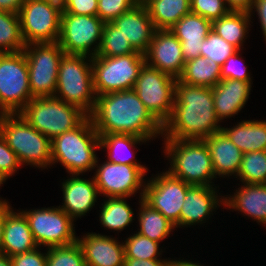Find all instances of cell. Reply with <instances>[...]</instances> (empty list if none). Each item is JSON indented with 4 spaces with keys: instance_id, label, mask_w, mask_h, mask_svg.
<instances>
[{
    "instance_id": "obj_35",
    "label": "cell",
    "mask_w": 266,
    "mask_h": 266,
    "mask_svg": "<svg viewBox=\"0 0 266 266\" xmlns=\"http://www.w3.org/2000/svg\"><path fill=\"white\" fill-rule=\"evenodd\" d=\"M138 52L128 39L119 32L111 22H106L103 29L101 45L96 56L117 57Z\"/></svg>"
},
{
    "instance_id": "obj_16",
    "label": "cell",
    "mask_w": 266,
    "mask_h": 266,
    "mask_svg": "<svg viewBox=\"0 0 266 266\" xmlns=\"http://www.w3.org/2000/svg\"><path fill=\"white\" fill-rule=\"evenodd\" d=\"M157 175L146 181L143 200L175 225L179 221L187 190L192 185L168 171Z\"/></svg>"
},
{
    "instance_id": "obj_3",
    "label": "cell",
    "mask_w": 266,
    "mask_h": 266,
    "mask_svg": "<svg viewBox=\"0 0 266 266\" xmlns=\"http://www.w3.org/2000/svg\"><path fill=\"white\" fill-rule=\"evenodd\" d=\"M100 150L99 135L88 116L79 126L51 140V166L60 162L70 175H83L95 169Z\"/></svg>"
},
{
    "instance_id": "obj_46",
    "label": "cell",
    "mask_w": 266,
    "mask_h": 266,
    "mask_svg": "<svg viewBox=\"0 0 266 266\" xmlns=\"http://www.w3.org/2000/svg\"><path fill=\"white\" fill-rule=\"evenodd\" d=\"M253 12H257L256 14L258 15L262 33L265 37L264 40H266V0H254L252 8L249 12L251 17L254 14Z\"/></svg>"
},
{
    "instance_id": "obj_48",
    "label": "cell",
    "mask_w": 266,
    "mask_h": 266,
    "mask_svg": "<svg viewBox=\"0 0 266 266\" xmlns=\"http://www.w3.org/2000/svg\"><path fill=\"white\" fill-rule=\"evenodd\" d=\"M230 11L250 12L254 0H225Z\"/></svg>"
},
{
    "instance_id": "obj_12",
    "label": "cell",
    "mask_w": 266,
    "mask_h": 266,
    "mask_svg": "<svg viewBox=\"0 0 266 266\" xmlns=\"http://www.w3.org/2000/svg\"><path fill=\"white\" fill-rule=\"evenodd\" d=\"M176 81V78L145 63L133 88L144 106L162 125L172 113Z\"/></svg>"
},
{
    "instance_id": "obj_8",
    "label": "cell",
    "mask_w": 266,
    "mask_h": 266,
    "mask_svg": "<svg viewBox=\"0 0 266 266\" xmlns=\"http://www.w3.org/2000/svg\"><path fill=\"white\" fill-rule=\"evenodd\" d=\"M145 63V54L142 53L117 57H92L96 96L133 89Z\"/></svg>"
},
{
    "instance_id": "obj_51",
    "label": "cell",
    "mask_w": 266,
    "mask_h": 266,
    "mask_svg": "<svg viewBox=\"0 0 266 266\" xmlns=\"http://www.w3.org/2000/svg\"><path fill=\"white\" fill-rule=\"evenodd\" d=\"M200 263H194V262H192V261H187V260H183V258H182V260L181 259H179V260H173V259H171L170 261H169V265L168 266H203L202 264H200Z\"/></svg>"
},
{
    "instance_id": "obj_17",
    "label": "cell",
    "mask_w": 266,
    "mask_h": 266,
    "mask_svg": "<svg viewBox=\"0 0 266 266\" xmlns=\"http://www.w3.org/2000/svg\"><path fill=\"white\" fill-rule=\"evenodd\" d=\"M146 63L161 72L178 79L183 72L185 60L181 42L170 29H156L148 51L145 53Z\"/></svg>"
},
{
    "instance_id": "obj_7",
    "label": "cell",
    "mask_w": 266,
    "mask_h": 266,
    "mask_svg": "<svg viewBox=\"0 0 266 266\" xmlns=\"http://www.w3.org/2000/svg\"><path fill=\"white\" fill-rule=\"evenodd\" d=\"M19 113L50 140L79 126L88 117L80 108L54 96L33 98Z\"/></svg>"
},
{
    "instance_id": "obj_38",
    "label": "cell",
    "mask_w": 266,
    "mask_h": 266,
    "mask_svg": "<svg viewBox=\"0 0 266 266\" xmlns=\"http://www.w3.org/2000/svg\"><path fill=\"white\" fill-rule=\"evenodd\" d=\"M46 266H86L81 245L76 242L68 246L49 247Z\"/></svg>"
},
{
    "instance_id": "obj_13",
    "label": "cell",
    "mask_w": 266,
    "mask_h": 266,
    "mask_svg": "<svg viewBox=\"0 0 266 266\" xmlns=\"http://www.w3.org/2000/svg\"><path fill=\"white\" fill-rule=\"evenodd\" d=\"M21 211L39 248L68 246L77 242L74 220L59 206Z\"/></svg>"
},
{
    "instance_id": "obj_5",
    "label": "cell",
    "mask_w": 266,
    "mask_h": 266,
    "mask_svg": "<svg viewBox=\"0 0 266 266\" xmlns=\"http://www.w3.org/2000/svg\"><path fill=\"white\" fill-rule=\"evenodd\" d=\"M0 134L22 166L50 168L51 140L32 127L20 113L0 114Z\"/></svg>"
},
{
    "instance_id": "obj_33",
    "label": "cell",
    "mask_w": 266,
    "mask_h": 266,
    "mask_svg": "<svg viewBox=\"0 0 266 266\" xmlns=\"http://www.w3.org/2000/svg\"><path fill=\"white\" fill-rule=\"evenodd\" d=\"M100 207L99 221L108 230L123 231L133 222V209L127 203V197L106 198Z\"/></svg>"
},
{
    "instance_id": "obj_6",
    "label": "cell",
    "mask_w": 266,
    "mask_h": 266,
    "mask_svg": "<svg viewBox=\"0 0 266 266\" xmlns=\"http://www.w3.org/2000/svg\"><path fill=\"white\" fill-rule=\"evenodd\" d=\"M54 97L80 108L88 116L92 114L97 98L92 57L74 54L62 56Z\"/></svg>"
},
{
    "instance_id": "obj_2",
    "label": "cell",
    "mask_w": 266,
    "mask_h": 266,
    "mask_svg": "<svg viewBox=\"0 0 266 266\" xmlns=\"http://www.w3.org/2000/svg\"><path fill=\"white\" fill-rule=\"evenodd\" d=\"M90 118L99 136L122 133L150 141L162 137V124L133 89L98 95Z\"/></svg>"
},
{
    "instance_id": "obj_34",
    "label": "cell",
    "mask_w": 266,
    "mask_h": 266,
    "mask_svg": "<svg viewBox=\"0 0 266 266\" xmlns=\"http://www.w3.org/2000/svg\"><path fill=\"white\" fill-rule=\"evenodd\" d=\"M25 46L19 14L0 10V53L23 51Z\"/></svg>"
},
{
    "instance_id": "obj_26",
    "label": "cell",
    "mask_w": 266,
    "mask_h": 266,
    "mask_svg": "<svg viewBox=\"0 0 266 266\" xmlns=\"http://www.w3.org/2000/svg\"><path fill=\"white\" fill-rule=\"evenodd\" d=\"M224 205L266 227V184L244 183L233 195H224Z\"/></svg>"
},
{
    "instance_id": "obj_20",
    "label": "cell",
    "mask_w": 266,
    "mask_h": 266,
    "mask_svg": "<svg viewBox=\"0 0 266 266\" xmlns=\"http://www.w3.org/2000/svg\"><path fill=\"white\" fill-rule=\"evenodd\" d=\"M84 253L86 266H124V244L115 237L87 233L77 239Z\"/></svg>"
},
{
    "instance_id": "obj_10",
    "label": "cell",
    "mask_w": 266,
    "mask_h": 266,
    "mask_svg": "<svg viewBox=\"0 0 266 266\" xmlns=\"http://www.w3.org/2000/svg\"><path fill=\"white\" fill-rule=\"evenodd\" d=\"M23 51L28 63L29 87L33 98L53 97L64 50L58 42H43L27 44Z\"/></svg>"
},
{
    "instance_id": "obj_11",
    "label": "cell",
    "mask_w": 266,
    "mask_h": 266,
    "mask_svg": "<svg viewBox=\"0 0 266 266\" xmlns=\"http://www.w3.org/2000/svg\"><path fill=\"white\" fill-rule=\"evenodd\" d=\"M105 22L98 16L62 13L58 43L65 54L95 57Z\"/></svg>"
},
{
    "instance_id": "obj_18",
    "label": "cell",
    "mask_w": 266,
    "mask_h": 266,
    "mask_svg": "<svg viewBox=\"0 0 266 266\" xmlns=\"http://www.w3.org/2000/svg\"><path fill=\"white\" fill-rule=\"evenodd\" d=\"M217 187L192 185L186 193L177 227H191L205 223L217 207L224 203V196H218ZM220 202V203H219ZM210 215V216H209Z\"/></svg>"
},
{
    "instance_id": "obj_41",
    "label": "cell",
    "mask_w": 266,
    "mask_h": 266,
    "mask_svg": "<svg viewBox=\"0 0 266 266\" xmlns=\"http://www.w3.org/2000/svg\"><path fill=\"white\" fill-rule=\"evenodd\" d=\"M135 5L133 0H98L97 16L105 23L112 22Z\"/></svg>"
},
{
    "instance_id": "obj_21",
    "label": "cell",
    "mask_w": 266,
    "mask_h": 266,
    "mask_svg": "<svg viewBox=\"0 0 266 266\" xmlns=\"http://www.w3.org/2000/svg\"><path fill=\"white\" fill-rule=\"evenodd\" d=\"M111 23L138 52L145 54L148 51L156 29L145 5L136 4Z\"/></svg>"
},
{
    "instance_id": "obj_24",
    "label": "cell",
    "mask_w": 266,
    "mask_h": 266,
    "mask_svg": "<svg viewBox=\"0 0 266 266\" xmlns=\"http://www.w3.org/2000/svg\"><path fill=\"white\" fill-rule=\"evenodd\" d=\"M212 22L190 12L183 16L170 30L181 42L183 58L186 61L197 58L201 45L211 31Z\"/></svg>"
},
{
    "instance_id": "obj_9",
    "label": "cell",
    "mask_w": 266,
    "mask_h": 266,
    "mask_svg": "<svg viewBox=\"0 0 266 266\" xmlns=\"http://www.w3.org/2000/svg\"><path fill=\"white\" fill-rule=\"evenodd\" d=\"M24 51L0 53V114L19 113L33 99Z\"/></svg>"
},
{
    "instance_id": "obj_39",
    "label": "cell",
    "mask_w": 266,
    "mask_h": 266,
    "mask_svg": "<svg viewBox=\"0 0 266 266\" xmlns=\"http://www.w3.org/2000/svg\"><path fill=\"white\" fill-rule=\"evenodd\" d=\"M200 48L202 57L212 59L220 66L224 64L230 55L237 51L233 45L226 42L212 30L208 33Z\"/></svg>"
},
{
    "instance_id": "obj_42",
    "label": "cell",
    "mask_w": 266,
    "mask_h": 266,
    "mask_svg": "<svg viewBox=\"0 0 266 266\" xmlns=\"http://www.w3.org/2000/svg\"><path fill=\"white\" fill-rule=\"evenodd\" d=\"M240 51L241 50H237L230 55L221 66V80L235 79L244 82H252V77H250L251 75L249 74L250 72H248L246 66L241 63L242 57L240 56Z\"/></svg>"
},
{
    "instance_id": "obj_45",
    "label": "cell",
    "mask_w": 266,
    "mask_h": 266,
    "mask_svg": "<svg viewBox=\"0 0 266 266\" xmlns=\"http://www.w3.org/2000/svg\"><path fill=\"white\" fill-rule=\"evenodd\" d=\"M36 249L22 253L17 254L12 257H10L12 266H46L47 265V250L45 253H41L40 250L42 249Z\"/></svg>"
},
{
    "instance_id": "obj_14",
    "label": "cell",
    "mask_w": 266,
    "mask_h": 266,
    "mask_svg": "<svg viewBox=\"0 0 266 266\" xmlns=\"http://www.w3.org/2000/svg\"><path fill=\"white\" fill-rule=\"evenodd\" d=\"M24 43L57 42L62 8L42 0H25L19 10Z\"/></svg>"
},
{
    "instance_id": "obj_52",
    "label": "cell",
    "mask_w": 266,
    "mask_h": 266,
    "mask_svg": "<svg viewBox=\"0 0 266 266\" xmlns=\"http://www.w3.org/2000/svg\"><path fill=\"white\" fill-rule=\"evenodd\" d=\"M0 266H12L10 257L4 254H0Z\"/></svg>"
},
{
    "instance_id": "obj_44",
    "label": "cell",
    "mask_w": 266,
    "mask_h": 266,
    "mask_svg": "<svg viewBox=\"0 0 266 266\" xmlns=\"http://www.w3.org/2000/svg\"><path fill=\"white\" fill-rule=\"evenodd\" d=\"M62 13L97 16L98 0H64Z\"/></svg>"
},
{
    "instance_id": "obj_23",
    "label": "cell",
    "mask_w": 266,
    "mask_h": 266,
    "mask_svg": "<svg viewBox=\"0 0 266 266\" xmlns=\"http://www.w3.org/2000/svg\"><path fill=\"white\" fill-rule=\"evenodd\" d=\"M252 82L224 79L212 88L214 108L220 122L236 114L245 106L251 94Z\"/></svg>"
},
{
    "instance_id": "obj_22",
    "label": "cell",
    "mask_w": 266,
    "mask_h": 266,
    "mask_svg": "<svg viewBox=\"0 0 266 266\" xmlns=\"http://www.w3.org/2000/svg\"><path fill=\"white\" fill-rule=\"evenodd\" d=\"M11 207L9 202H6V219L2 239V254L9 257L39 247L34 240L24 213L22 211L15 212Z\"/></svg>"
},
{
    "instance_id": "obj_50",
    "label": "cell",
    "mask_w": 266,
    "mask_h": 266,
    "mask_svg": "<svg viewBox=\"0 0 266 266\" xmlns=\"http://www.w3.org/2000/svg\"><path fill=\"white\" fill-rule=\"evenodd\" d=\"M6 219V203L0 205V254H2V239Z\"/></svg>"
},
{
    "instance_id": "obj_36",
    "label": "cell",
    "mask_w": 266,
    "mask_h": 266,
    "mask_svg": "<svg viewBox=\"0 0 266 266\" xmlns=\"http://www.w3.org/2000/svg\"><path fill=\"white\" fill-rule=\"evenodd\" d=\"M236 178L243 184H266V150L244 153Z\"/></svg>"
},
{
    "instance_id": "obj_19",
    "label": "cell",
    "mask_w": 266,
    "mask_h": 266,
    "mask_svg": "<svg viewBox=\"0 0 266 266\" xmlns=\"http://www.w3.org/2000/svg\"><path fill=\"white\" fill-rule=\"evenodd\" d=\"M72 174L62 182L63 205L59 206L73 220L91 211L100 196L94 178Z\"/></svg>"
},
{
    "instance_id": "obj_43",
    "label": "cell",
    "mask_w": 266,
    "mask_h": 266,
    "mask_svg": "<svg viewBox=\"0 0 266 266\" xmlns=\"http://www.w3.org/2000/svg\"><path fill=\"white\" fill-rule=\"evenodd\" d=\"M22 166L16 153L7 145L0 134V177L5 181L13 176Z\"/></svg>"
},
{
    "instance_id": "obj_32",
    "label": "cell",
    "mask_w": 266,
    "mask_h": 266,
    "mask_svg": "<svg viewBox=\"0 0 266 266\" xmlns=\"http://www.w3.org/2000/svg\"><path fill=\"white\" fill-rule=\"evenodd\" d=\"M138 233L158 243L174 231V224L165 218L159 211L147 204L143 198H139ZM173 230V231H172Z\"/></svg>"
},
{
    "instance_id": "obj_49",
    "label": "cell",
    "mask_w": 266,
    "mask_h": 266,
    "mask_svg": "<svg viewBox=\"0 0 266 266\" xmlns=\"http://www.w3.org/2000/svg\"><path fill=\"white\" fill-rule=\"evenodd\" d=\"M25 0H0V10L12 13H19Z\"/></svg>"
},
{
    "instance_id": "obj_25",
    "label": "cell",
    "mask_w": 266,
    "mask_h": 266,
    "mask_svg": "<svg viewBox=\"0 0 266 266\" xmlns=\"http://www.w3.org/2000/svg\"><path fill=\"white\" fill-rule=\"evenodd\" d=\"M212 160L215 176L238 175L243 152L221 130L204 139Z\"/></svg>"
},
{
    "instance_id": "obj_27",
    "label": "cell",
    "mask_w": 266,
    "mask_h": 266,
    "mask_svg": "<svg viewBox=\"0 0 266 266\" xmlns=\"http://www.w3.org/2000/svg\"><path fill=\"white\" fill-rule=\"evenodd\" d=\"M221 130L243 152L266 150V120H243Z\"/></svg>"
},
{
    "instance_id": "obj_29",
    "label": "cell",
    "mask_w": 266,
    "mask_h": 266,
    "mask_svg": "<svg viewBox=\"0 0 266 266\" xmlns=\"http://www.w3.org/2000/svg\"><path fill=\"white\" fill-rule=\"evenodd\" d=\"M100 149L107 151V161L118 164L141 165L134 153L131 151L135 145L149 142V139H144L131 134H103L99 136ZM128 152L127 154L125 153ZM121 153V154H120ZM135 159V160H134Z\"/></svg>"
},
{
    "instance_id": "obj_53",
    "label": "cell",
    "mask_w": 266,
    "mask_h": 266,
    "mask_svg": "<svg viewBox=\"0 0 266 266\" xmlns=\"http://www.w3.org/2000/svg\"><path fill=\"white\" fill-rule=\"evenodd\" d=\"M42 1L53 3V4H56V5H59V6H62V4L64 2V0H42Z\"/></svg>"
},
{
    "instance_id": "obj_31",
    "label": "cell",
    "mask_w": 266,
    "mask_h": 266,
    "mask_svg": "<svg viewBox=\"0 0 266 266\" xmlns=\"http://www.w3.org/2000/svg\"><path fill=\"white\" fill-rule=\"evenodd\" d=\"M178 80L184 84L213 88L221 81V66L212 59L199 56L185 62Z\"/></svg>"
},
{
    "instance_id": "obj_15",
    "label": "cell",
    "mask_w": 266,
    "mask_h": 266,
    "mask_svg": "<svg viewBox=\"0 0 266 266\" xmlns=\"http://www.w3.org/2000/svg\"><path fill=\"white\" fill-rule=\"evenodd\" d=\"M98 158L95 167L94 180L100 196L106 198L127 197L140 192L143 198L146 181L143 179L148 169L144 165H127L105 161L99 164ZM141 188V189H140Z\"/></svg>"
},
{
    "instance_id": "obj_1",
    "label": "cell",
    "mask_w": 266,
    "mask_h": 266,
    "mask_svg": "<svg viewBox=\"0 0 266 266\" xmlns=\"http://www.w3.org/2000/svg\"><path fill=\"white\" fill-rule=\"evenodd\" d=\"M212 88L184 84L177 79L175 102L170 117L162 125V138L204 140L221 131Z\"/></svg>"
},
{
    "instance_id": "obj_37",
    "label": "cell",
    "mask_w": 266,
    "mask_h": 266,
    "mask_svg": "<svg viewBox=\"0 0 266 266\" xmlns=\"http://www.w3.org/2000/svg\"><path fill=\"white\" fill-rule=\"evenodd\" d=\"M125 258L142 260L160 259L162 249L160 243L153 241L138 232L126 238L123 242ZM160 248V249H159Z\"/></svg>"
},
{
    "instance_id": "obj_54",
    "label": "cell",
    "mask_w": 266,
    "mask_h": 266,
    "mask_svg": "<svg viewBox=\"0 0 266 266\" xmlns=\"http://www.w3.org/2000/svg\"><path fill=\"white\" fill-rule=\"evenodd\" d=\"M4 182H5V180L0 177V186H2L1 184H4ZM6 202H8L6 199L3 200L2 198H0V205L4 204Z\"/></svg>"
},
{
    "instance_id": "obj_47",
    "label": "cell",
    "mask_w": 266,
    "mask_h": 266,
    "mask_svg": "<svg viewBox=\"0 0 266 266\" xmlns=\"http://www.w3.org/2000/svg\"><path fill=\"white\" fill-rule=\"evenodd\" d=\"M170 259H153V260H142L134 258H125L124 266H168Z\"/></svg>"
},
{
    "instance_id": "obj_40",
    "label": "cell",
    "mask_w": 266,
    "mask_h": 266,
    "mask_svg": "<svg viewBox=\"0 0 266 266\" xmlns=\"http://www.w3.org/2000/svg\"><path fill=\"white\" fill-rule=\"evenodd\" d=\"M190 2L192 13L200 15L211 22L223 17L230 11L225 0H190Z\"/></svg>"
},
{
    "instance_id": "obj_28",
    "label": "cell",
    "mask_w": 266,
    "mask_h": 266,
    "mask_svg": "<svg viewBox=\"0 0 266 266\" xmlns=\"http://www.w3.org/2000/svg\"><path fill=\"white\" fill-rule=\"evenodd\" d=\"M251 18L248 12L229 11L223 17L212 21L211 30L237 50H242L251 27Z\"/></svg>"
},
{
    "instance_id": "obj_55",
    "label": "cell",
    "mask_w": 266,
    "mask_h": 266,
    "mask_svg": "<svg viewBox=\"0 0 266 266\" xmlns=\"http://www.w3.org/2000/svg\"><path fill=\"white\" fill-rule=\"evenodd\" d=\"M138 5H145L149 0H133Z\"/></svg>"
},
{
    "instance_id": "obj_30",
    "label": "cell",
    "mask_w": 266,
    "mask_h": 266,
    "mask_svg": "<svg viewBox=\"0 0 266 266\" xmlns=\"http://www.w3.org/2000/svg\"><path fill=\"white\" fill-rule=\"evenodd\" d=\"M145 7L155 29H170L191 12L190 0H149Z\"/></svg>"
},
{
    "instance_id": "obj_4",
    "label": "cell",
    "mask_w": 266,
    "mask_h": 266,
    "mask_svg": "<svg viewBox=\"0 0 266 266\" xmlns=\"http://www.w3.org/2000/svg\"><path fill=\"white\" fill-rule=\"evenodd\" d=\"M164 155L169 159L168 171L185 183L197 186L215 184L216 176L209 149L204 140H175L164 138Z\"/></svg>"
}]
</instances>
